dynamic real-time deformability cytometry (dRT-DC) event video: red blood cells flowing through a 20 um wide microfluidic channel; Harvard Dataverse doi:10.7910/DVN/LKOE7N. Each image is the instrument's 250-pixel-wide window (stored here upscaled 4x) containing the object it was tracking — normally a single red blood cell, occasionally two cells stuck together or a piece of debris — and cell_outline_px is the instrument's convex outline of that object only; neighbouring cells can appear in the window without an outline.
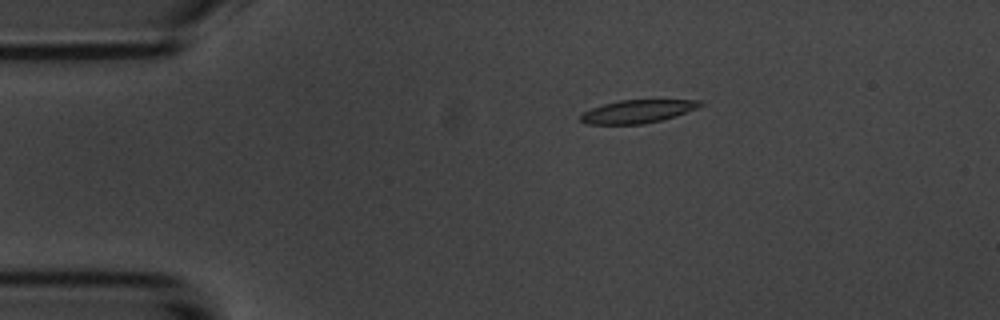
{"species": "common noctule bat (a hibernating species)", "species_latin": "Nyctalus noctula", "temperature_condition": "room temperature", "stored_images_in_passage": 8, "camera_frame_rate_fps": 3000, "um_per_image_px": 0.085, "animal": {"sex": "male", "body_mass_g": 20.1, "forearm_length_mm": 53.5}, "frame": {"image": 1, "passage_image": 3, "time_ms": 2.333, "image_size_px": [1000, 320], "cell_outline_px": [[704, 104], [696, 108], [676, 116], [644, 124], [584, 124], [580, 120], [580, 116], [584, 112], [592, 108], [604, 104], [620, 100], [700, 100]], "centroid_in_image_um": [54.18, 9.47], "position_along_channel_um": 30.8, "area_um2": 15.95}}
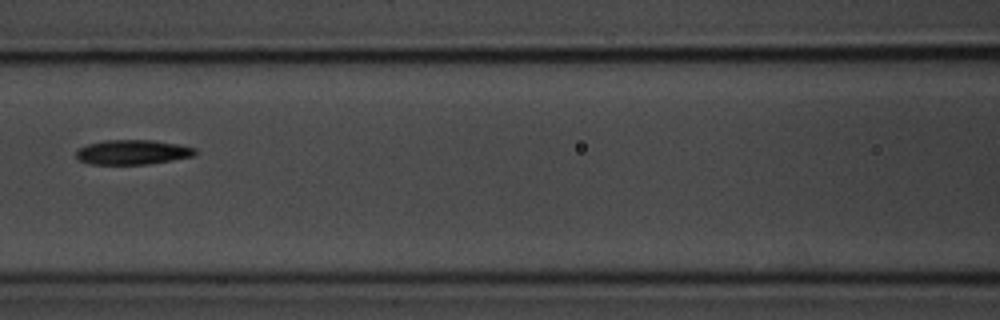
{"frame": {"image": 2, "passage_image": 7, "time_ms": 7.0, "image_size_px": [1000, 320], "cell_outline_px": [[196, 156], [148, 164], [88, 164], [80, 160], [76, 156], [76, 152], [80, 148], [88, 144], [104, 140], [152, 140], [180, 144], [196, 148]], "centroid_in_image_um": [11.31, 12.93], "position_along_channel_um": 155.3, "area_um2": 17.17}}
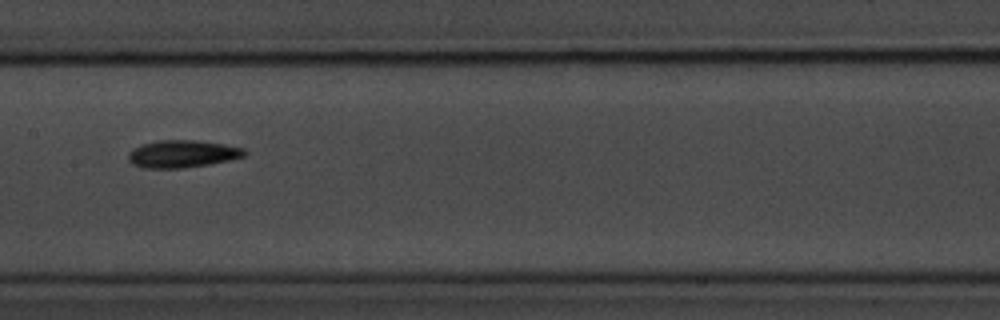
{"frame": {"image": 3, "passage_image": 8, "time_ms": 8.0, "image_size_px": [1000, 320], "cell_outline_px": [[248, 152], [244, 156], [228, 160], [208, 164], [180, 168], [140, 168], [132, 164], [128, 160], [128, 152], [132, 148], [140, 144], [160, 140], [196, 140], [224, 144], [244, 148]], "centroid_in_image_um": [15.45, 13.07], "position_along_channel_um": 191.9, "area_um2": 18.67}}